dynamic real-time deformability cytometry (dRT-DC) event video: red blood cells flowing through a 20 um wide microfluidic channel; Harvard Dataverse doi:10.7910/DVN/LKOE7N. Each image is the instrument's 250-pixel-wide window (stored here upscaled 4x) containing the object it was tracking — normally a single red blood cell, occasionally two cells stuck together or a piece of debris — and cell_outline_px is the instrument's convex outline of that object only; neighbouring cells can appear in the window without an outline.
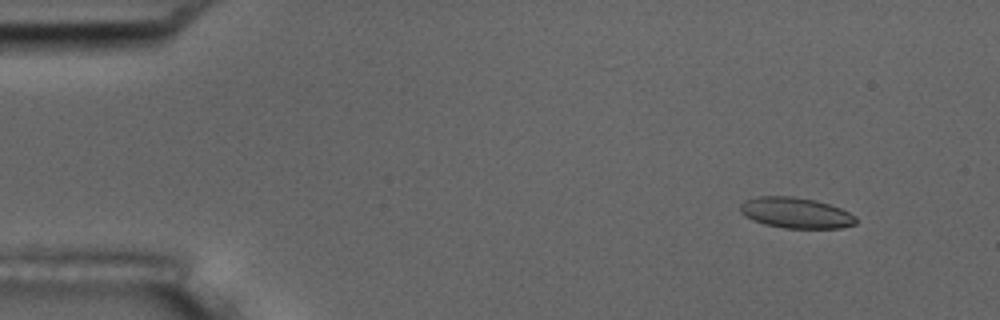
{"species": "common noctule bat (a hibernating species)", "species_latin": "Nyctalus noctula", "temperature_condition": "room temperature", "stored_images_in_passage": 7, "camera_frame_rate_fps": 3000, "um_per_image_px": 0.085, "animal": {"sex": "male", "body_mass_g": 17.5, "forearm_length_mm": 52.3}, "frame": {"image": 1, "passage_image": 1, "time_ms": 0.0, "image_size_px": [1000, 320], "cell_outline_px": [[856, 224], [840, 228], [784, 228], [764, 224], [752, 220], [744, 216], [740, 212], [740, 204], [744, 200], [756, 196], [792, 196], [816, 200], [840, 208], [856, 216]], "centroid_in_image_um": [67.61, 18.09], "position_along_channel_um": 17.4, "area_um2": 20.87}}
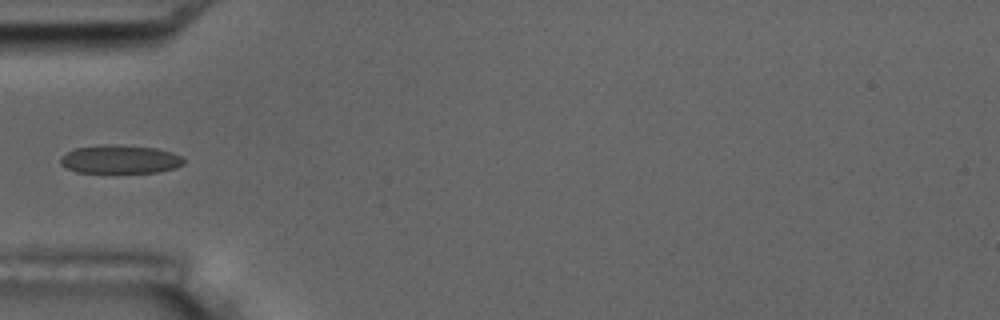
{"frame": {"image": 2, "passage_image": 4, "time_ms": 4.333, "image_size_px": [1000, 320], "cell_outline_px": [[184, 164], [176, 168], [160, 172], [76, 172], [60, 164], [60, 156], [76, 148], [100, 144], [120, 144], [156, 148], [172, 152], [180, 156], [184, 160]], "centroid_in_image_um": [10.21, 13.53], "position_along_channel_um": 74.8, "area_um2": 20.58}}
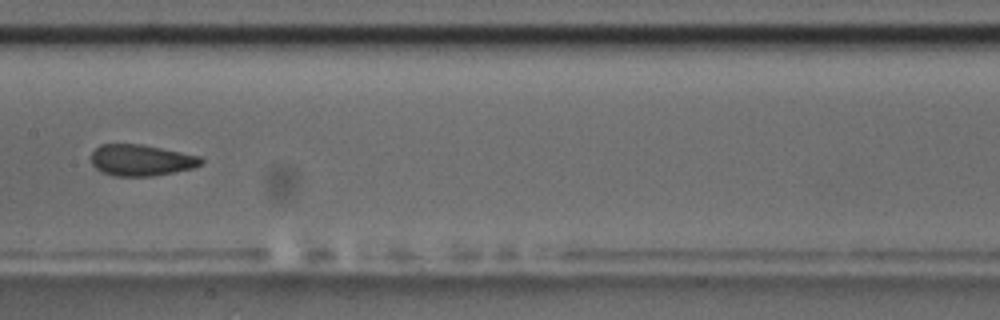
{"frame": {"image": 3, "passage_image": 7, "time_ms": 7.667, "image_size_px": [1000, 320], "cell_outline_px": [[204, 160], [200, 164], [192, 168], [152, 176], [112, 176], [100, 172], [92, 164], [92, 152], [100, 144], [140, 144], [200, 156]], "centroid_in_image_um": [11.96, 13.62], "position_along_channel_um": 195.4, "area_um2": 19.88}}